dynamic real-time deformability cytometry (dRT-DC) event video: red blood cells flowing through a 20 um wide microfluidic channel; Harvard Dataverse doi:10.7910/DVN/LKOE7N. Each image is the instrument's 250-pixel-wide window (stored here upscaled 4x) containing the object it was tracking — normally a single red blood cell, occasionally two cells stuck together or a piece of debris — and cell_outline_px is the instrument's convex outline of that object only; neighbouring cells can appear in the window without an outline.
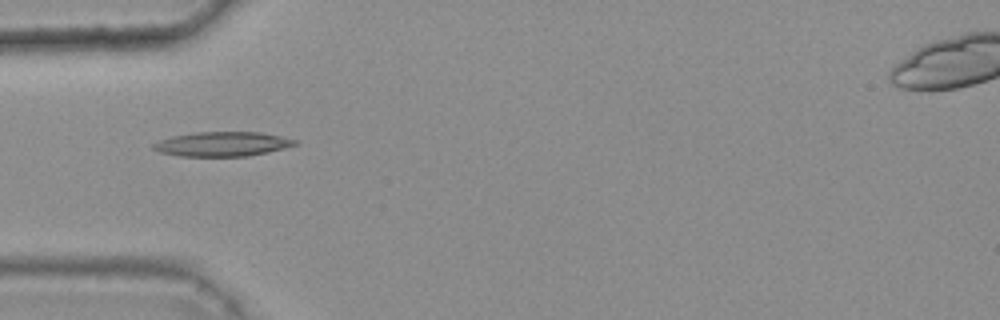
{"species": "common noctule bat (a hibernating species)", "species_latin": "Nyctalus noctula", "temperature_condition": "warm", "stored_images_in_passage": 39, "camera_frame_rate_fps": 3000, "um_per_image_px": 0.085, "animal": {"sex": "female", "body_mass_g": 25.1}, "frame": {"image": 1, "passage_image": 8, "time_ms": 2.333, "image_size_px": [1000, 320], "cell_outline_px": [[296, 144], [284, 148], [268, 152], [248, 156], [180, 156], [160, 152], [152, 148], [152, 144], [160, 140], [172, 136], [196, 132], [260, 132], [280, 136], [296, 140]], "centroid_in_image_um": [18.88, 12.24], "position_along_channel_um": 66.1, "area_um2": 20.06}}
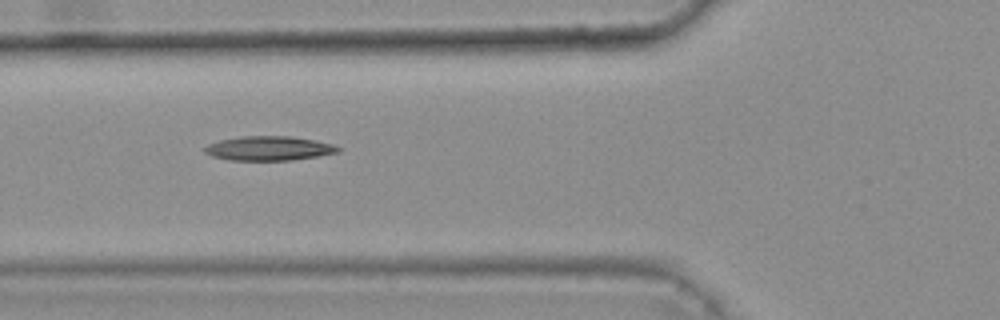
{"frame": {"image": 2, "passage_image": 11, "time_ms": 3.333, "image_size_px": [1000, 320], "cell_outline_px": [[340, 152], [292, 160], [228, 160], [212, 156], [204, 152], [204, 148], [208, 144], [220, 140], [240, 136], [292, 136], [332, 144], [340, 148]], "centroid_in_image_um": [22.82, 12.61], "position_along_channel_um": 103.0, "area_um2": 18.79}}
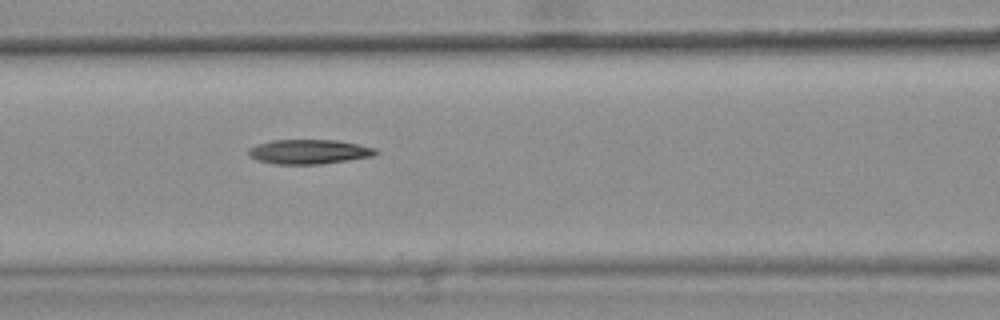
{"frame": {"image": 3, "passage_image": 14, "time_ms": 4.333, "image_size_px": [1000, 320], "cell_outline_px": [[380, 152], [372, 156], [348, 160], [320, 164], [272, 164], [256, 160], [248, 156], [248, 148], [272, 140], [340, 140], [376, 148]], "centroid_in_image_um": [26.26, 12.9], "position_along_channel_um": 140.3, "area_um2": 18.26}}